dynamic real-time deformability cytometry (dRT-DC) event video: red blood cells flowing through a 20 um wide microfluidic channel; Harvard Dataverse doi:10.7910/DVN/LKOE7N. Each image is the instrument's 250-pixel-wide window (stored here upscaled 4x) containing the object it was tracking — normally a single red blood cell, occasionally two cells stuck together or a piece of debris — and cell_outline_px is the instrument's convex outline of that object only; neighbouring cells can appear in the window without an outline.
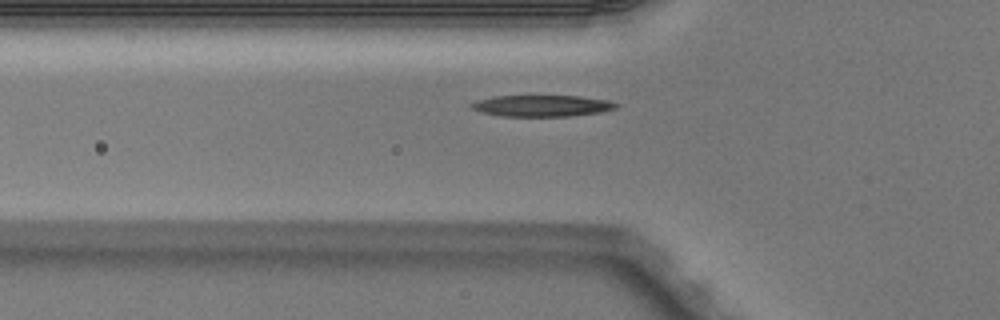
{"species": "Egyptian fruit bat (a non-hibernating species)", "species_latin": "Rousettus aegyptiacus", "temperature_condition": "warm", "stored_images_in_passage": 6, "camera_frame_rate_fps": 3000, "um_per_image_px": 0.085, "animal": {"sex": "male"}, "frame": {"image": 1, "passage_image": 6, "time_ms": 1.667, "image_size_px": [1000, 320], "cell_outline_px": [[620, 104], [616, 108], [600, 112], [568, 116], [504, 116], [484, 112], [472, 108], [468, 104], [492, 96], [580, 96], [608, 100]], "centroid_in_image_um": [46.11, 8.98], "position_along_channel_um": 79.7, "area_um2": 17.8}}